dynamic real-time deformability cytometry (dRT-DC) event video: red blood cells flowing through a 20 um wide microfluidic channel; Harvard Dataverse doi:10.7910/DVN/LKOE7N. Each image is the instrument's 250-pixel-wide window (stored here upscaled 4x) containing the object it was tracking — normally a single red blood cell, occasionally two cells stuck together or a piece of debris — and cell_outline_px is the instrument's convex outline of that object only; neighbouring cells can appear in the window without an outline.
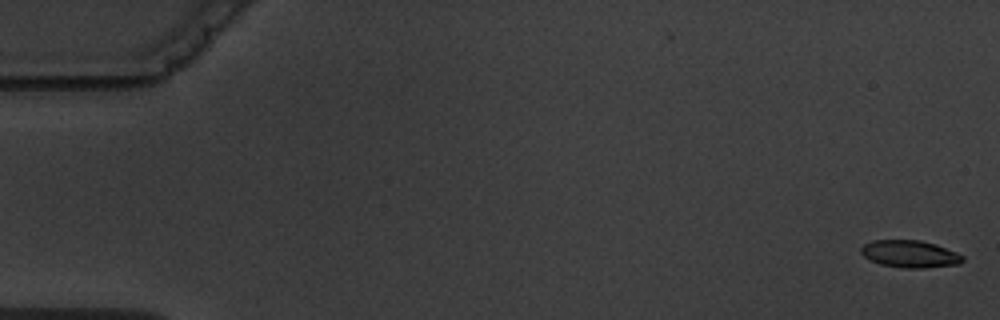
{"species": "common noctule bat (a hibernating species)", "species_latin": "Nyctalus noctula", "temperature_condition": "warm", "stored_images_in_passage": 6, "camera_frame_rate_fps": 3000, "um_per_image_px": 0.085, "animal": {"sex": "male", "body_mass_g": 19.5, "forearm_length_mm": 54.6}, "frame": {"image": 1, "passage_image": 1, "time_ms": 0.0, "image_size_px": [1000, 320], "cell_outline_px": [[964, 260], [960, 264], [924, 268], [904, 268], [880, 264], [864, 256], [860, 252], [860, 248], [864, 244], [872, 240], [920, 240], [936, 244], [956, 252], [964, 256]], "centroid_in_image_um": [77.36, 21.58], "position_along_channel_um": 7.6, "area_um2": 16.18}}
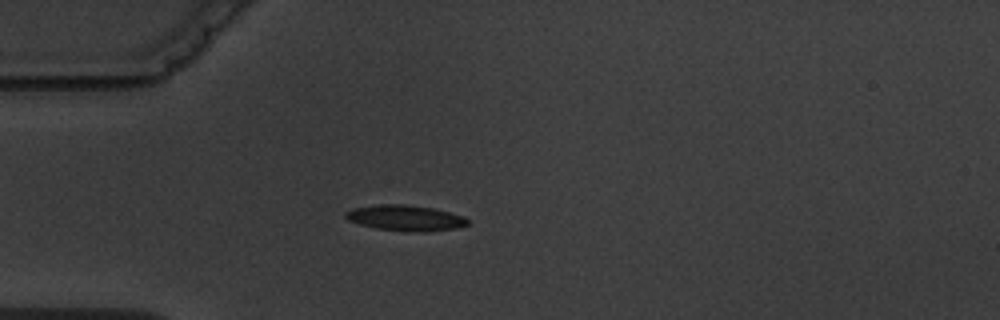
{"frame": {"image": 2, "passage_image": 5, "time_ms": 5.0, "image_size_px": [1000, 320], "cell_outline_px": [[468, 224], [456, 228], [424, 232], [408, 232], [376, 228], [360, 224], [348, 220], [344, 216], [344, 212], [352, 208], [380, 204], [408, 204], [432, 208], [464, 216], [468, 220]], "centroid_in_image_um": [34.43, 18.52], "position_along_channel_um": 50.6, "area_um2": 18.32}}